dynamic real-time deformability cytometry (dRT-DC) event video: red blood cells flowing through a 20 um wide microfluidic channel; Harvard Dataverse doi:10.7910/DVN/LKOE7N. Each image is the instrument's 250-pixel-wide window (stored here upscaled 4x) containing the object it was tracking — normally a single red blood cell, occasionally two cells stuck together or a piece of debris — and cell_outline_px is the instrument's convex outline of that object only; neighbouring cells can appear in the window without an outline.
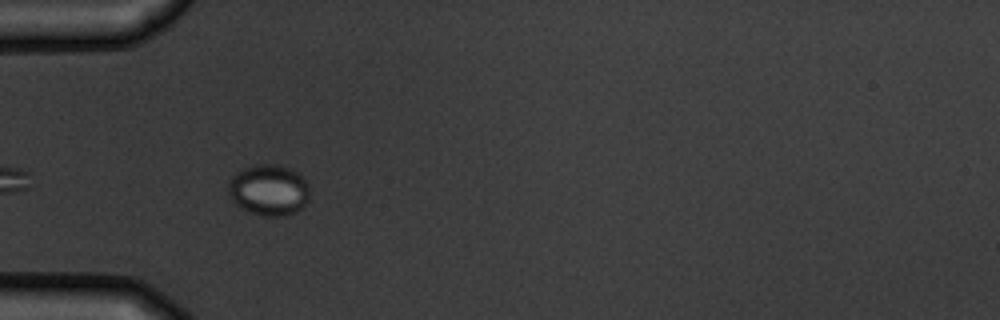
{"species": "common noctule bat (a hibernating species)", "species_latin": "Nyctalus noctula", "temperature_condition": "warm", "stored_images_in_passage": 3, "camera_frame_rate_fps": 3000, "um_per_image_px": 0.085, "animal": {"sex": "male", "body_mass_g": 19.5, "forearm_length_mm": 54.6}, "frame": {"image": 1, "passage_image": 1, "time_ms": 0.0, "image_size_px": [1000, 320], "cell_outline_px": [[308, 200], [296, 212], [284, 216], [264, 216], [248, 212], [236, 204], [232, 200], [228, 192], [228, 184], [232, 176], [236, 172], [252, 164], [276, 164], [300, 172], [304, 176], [308, 188]], "centroid_in_image_um": [22.84, 16.14], "position_along_channel_um": 62.2, "area_um2": 24.39}}
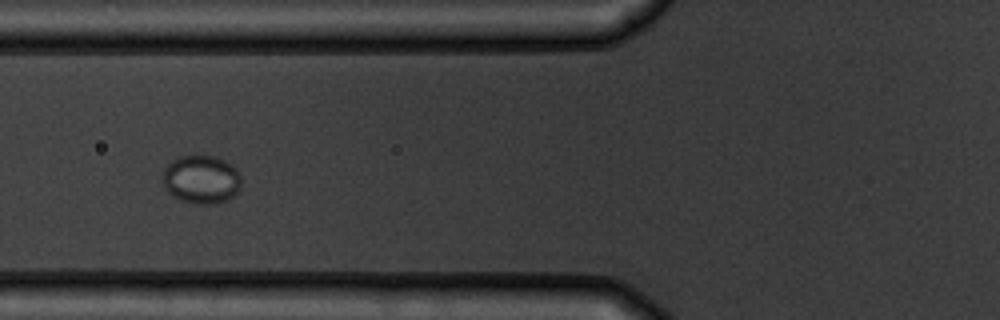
{"frame": {"image": 2, "passage_image": 2, "time_ms": 1.333, "image_size_px": [1000, 320], "cell_outline_px": [[240, 188], [228, 200], [212, 204], [200, 204], [180, 200], [172, 196], [164, 188], [164, 168], [172, 160], [180, 156], [216, 156], [232, 164], [236, 168], [240, 176]], "centroid_in_image_um": [17.12, 15.25], "position_along_channel_um": 108.7, "area_um2": 22.14}}
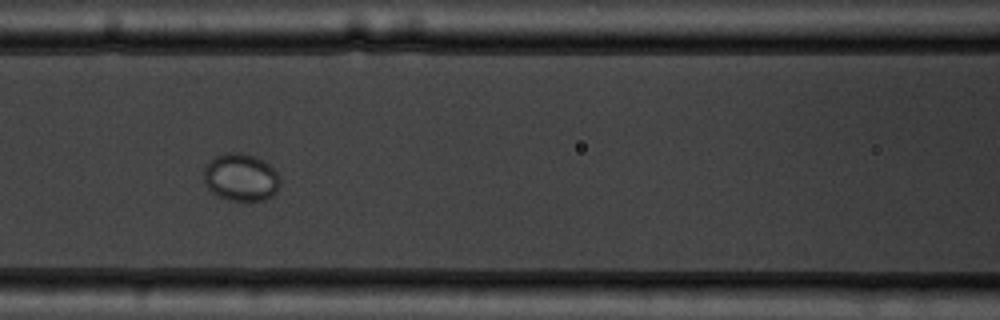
{"frame": {"image": 3, "passage_image": 3, "time_ms": 2.333, "image_size_px": [1000, 320], "cell_outline_px": [[280, 184], [276, 192], [272, 196], [264, 200], [248, 204], [228, 200], [216, 196], [204, 184], [204, 168], [216, 156], [224, 152], [240, 152], [256, 156], [268, 164], [276, 172], [280, 180]], "centroid_in_image_um": [20.47, 15.12], "position_along_channel_um": 146.1, "area_um2": 21.68}}